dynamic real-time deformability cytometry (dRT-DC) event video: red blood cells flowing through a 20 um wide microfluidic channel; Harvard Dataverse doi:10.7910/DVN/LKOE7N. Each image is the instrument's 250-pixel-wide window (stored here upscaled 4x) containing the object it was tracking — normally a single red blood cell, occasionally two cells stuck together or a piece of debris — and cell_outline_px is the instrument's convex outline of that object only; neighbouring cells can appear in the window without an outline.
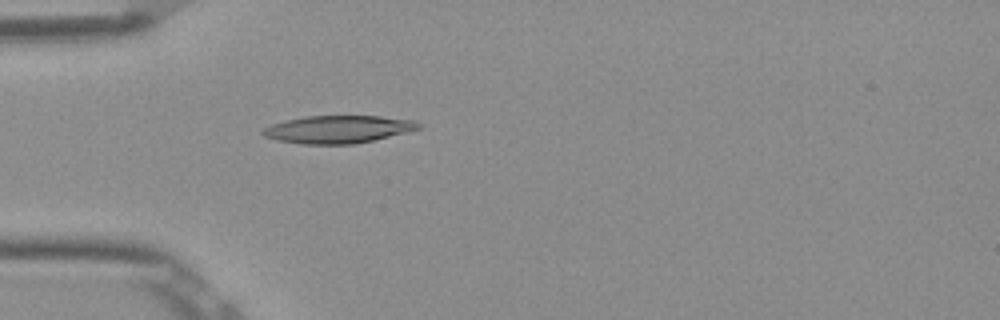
{"species": "Egyptian fruit bat (a non-hibernating species)", "species_latin": "Rousettus aegyptiacus", "temperature_condition": "room temperature", "stored_images_in_passage": 51, "camera_frame_rate_fps": 3000, "um_per_image_px": 0.085, "frame": {"image": 1, "passage_image": 15, "time_ms": 4.667, "image_size_px": [1000, 320], "cell_outline_px": [[424, 128], [372, 140], [352, 144], [300, 144], [280, 140], [264, 136], [260, 132], [264, 128], [272, 124], [304, 116], [380, 116], [416, 120]], "centroid_in_image_um": [28.77, 10.98], "position_along_channel_um": 56.2, "area_um2": 24.97}}
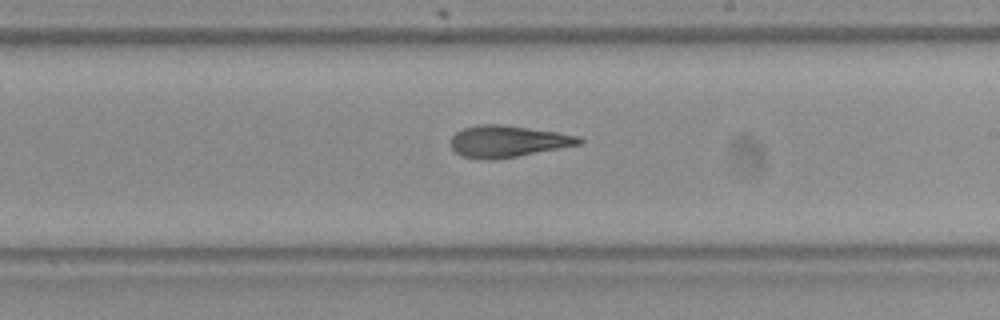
{"frame": {"image": 2, "passage_image": 30, "time_ms": 9.667, "image_size_px": [1000, 320], "cell_outline_px": [[584, 140], [580, 144], [560, 148], [516, 156], [492, 160], [484, 160], [464, 156], [456, 152], [452, 148], [452, 136], [456, 132], [464, 128], [480, 124], [504, 124], [556, 132], [580, 136]], "centroid_in_image_um": [43.17, 12.0], "position_along_channel_um": 245.8, "area_um2": 23.47}}
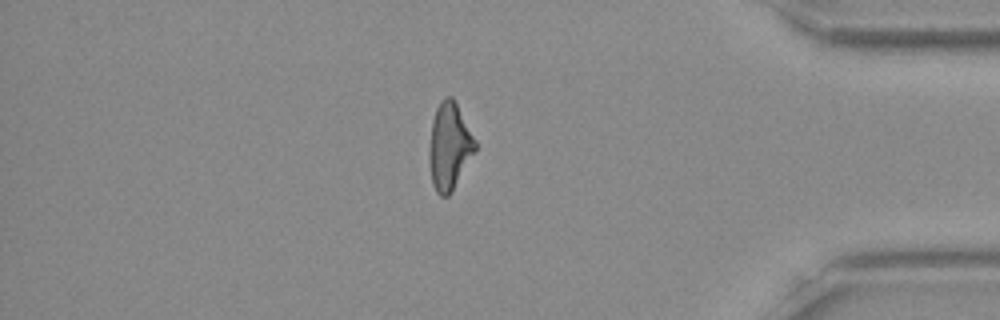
{"frame": {"image": 3, "passage_image": 44, "time_ms": 14.333, "image_size_px": [1000, 320], "cell_outline_px": [[476, 148], [448, 196], [440, 196], [436, 192], [432, 184], [428, 160], [428, 148], [432, 120], [436, 108], [444, 96], [452, 96], [476, 140]], "centroid_in_image_um": [38.15, 12.41], "position_along_channel_um": 397.0, "area_um2": 23.06}, "authors_computed_cell_mechanics": {"area_um2": 23.7558, "velocity_mm_per_s": 3.9049, "shape_relaxation_time_tau1_ms": 8.4252, "shape_relaxation_time_tau2_ms": 3.8821, "deformation_change_tau1": 0.2431, "deformation_change_tau2": 0.1483}}